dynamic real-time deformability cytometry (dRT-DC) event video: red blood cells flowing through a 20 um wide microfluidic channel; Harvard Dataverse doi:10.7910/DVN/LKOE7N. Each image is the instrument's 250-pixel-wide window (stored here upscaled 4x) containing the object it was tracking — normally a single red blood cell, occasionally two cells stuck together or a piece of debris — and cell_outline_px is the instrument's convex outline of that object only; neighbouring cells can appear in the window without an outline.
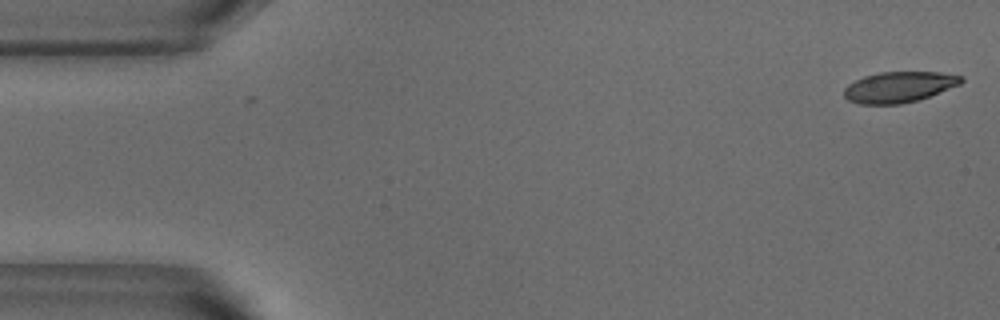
{"species": "common noctule bat (a hibernating species)", "species_latin": "Nyctalus noctula", "temperature_condition": "warm", "stored_images_in_passage": 15, "camera_frame_rate_fps": 3000, "um_per_image_px": 0.085, "animal": {"sex": "male", "body_mass_g": 18.8}, "frame": {"image": 1, "passage_image": 1, "time_ms": 0.0, "image_size_px": [1000, 320], "cell_outline_px": [[964, 80], [960, 84], [928, 96], [916, 100], [900, 104], [860, 104], [848, 100], [844, 96], [844, 88], [848, 84], [864, 76], [880, 72], [940, 72], [964, 76]], "centroid_in_image_um": [76.4, 7.39], "position_along_channel_um": 8.6, "area_um2": 20.87}}
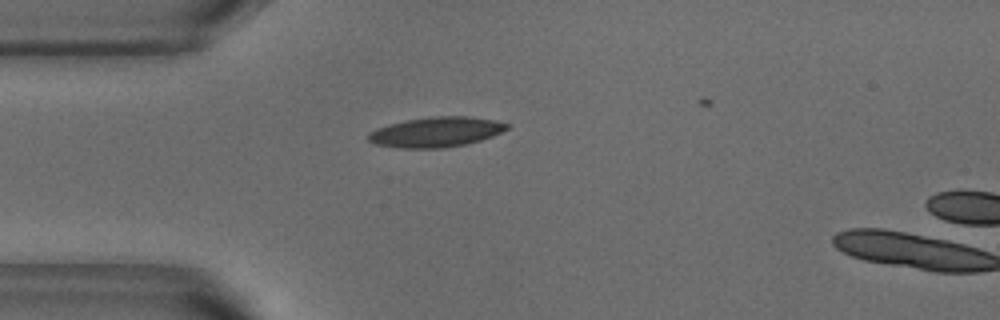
{"frame": {"image": 2, "passage_image": 13, "time_ms": 4.0, "image_size_px": [1000, 320], "cell_outline_px": [[512, 128], [492, 136], [480, 140], [464, 144], [444, 148], [400, 148], [376, 144], [368, 140], [368, 132], [376, 128], [404, 120], [428, 116], [468, 116], [496, 120], [508, 124]], "centroid_in_image_um": [37.08, 11.21], "position_along_channel_um": 47.9, "area_um2": 24.45}}